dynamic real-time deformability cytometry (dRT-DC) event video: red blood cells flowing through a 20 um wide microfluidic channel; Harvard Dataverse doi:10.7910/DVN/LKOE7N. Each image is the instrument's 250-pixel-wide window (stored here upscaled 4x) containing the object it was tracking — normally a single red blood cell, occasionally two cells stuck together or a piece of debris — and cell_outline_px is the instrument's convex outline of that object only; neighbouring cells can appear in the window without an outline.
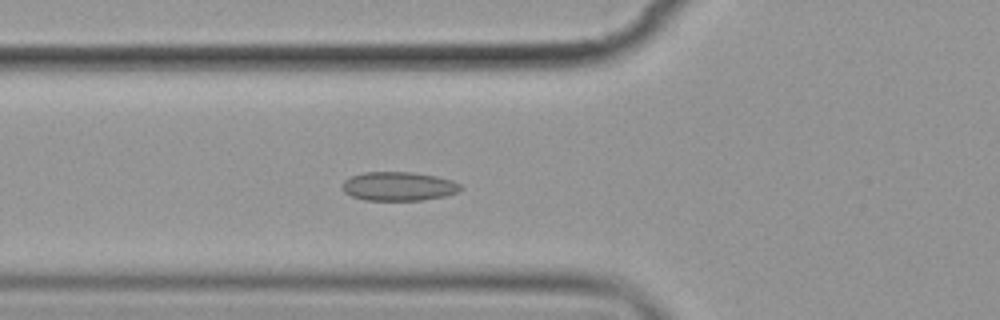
{"species": "common noctule bat (a hibernating species)", "species_latin": "Nyctalus noctula", "temperature_condition": "cold", "stored_images_in_passage": 5, "camera_frame_rate_fps": 3000, "um_per_image_px": 0.085, "animal": {"sex": "female", "body_mass_g": 19.9}, "frame": {"image": 1, "passage_image": 5, "time_ms": 5.333, "image_size_px": [1000, 320], "cell_outline_px": [[464, 188], [460, 192], [444, 196], [424, 200], [364, 200], [352, 196], [344, 192], [344, 180], [352, 176], [364, 172], [412, 172], [436, 176], [452, 180], [460, 184]], "centroid_in_image_um": [33.94, 15.84], "position_along_channel_um": 91.9, "area_um2": 19.94}}